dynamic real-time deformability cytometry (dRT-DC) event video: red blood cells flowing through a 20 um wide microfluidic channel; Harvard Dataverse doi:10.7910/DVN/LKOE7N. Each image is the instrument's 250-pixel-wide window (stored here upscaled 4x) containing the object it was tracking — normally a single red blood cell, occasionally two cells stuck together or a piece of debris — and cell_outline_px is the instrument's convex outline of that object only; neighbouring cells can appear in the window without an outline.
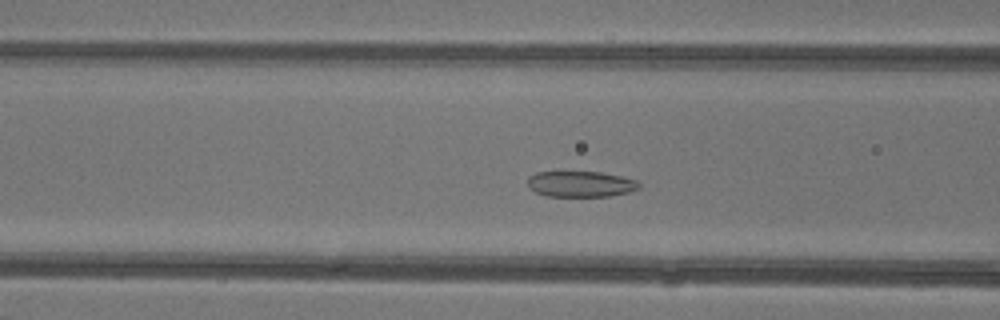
{"species": "common noctule bat (a hibernating species)", "species_latin": "Nyctalus noctula", "temperature_condition": "warm", "stored_images_in_passage": 42, "camera_frame_rate_fps": 3000, "um_per_image_px": 0.085, "animal": {"sex": "female"}, "frame": {"image": 1, "passage_image": 14, "time_ms": 4.333, "image_size_px": [1000, 320], "cell_outline_px": [[640, 188], [628, 192], [612, 196], [548, 196], [536, 192], [528, 188], [528, 176], [536, 172], [600, 172], [620, 176], [636, 180], [640, 184]], "centroid_in_image_um": [49.34, 15.64], "position_along_channel_um": 117.3, "area_um2": 16.76}}
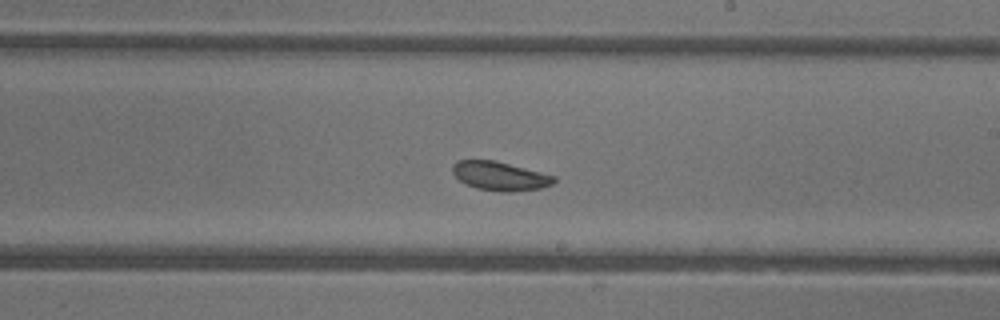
{"frame": {"image": 2, "passage_image": 23, "time_ms": 7.333, "image_size_px": [1000, 320], "cell_outline_px": [[556, 180], [552, 184], [540, 188], [512, 192], [500, 192], [476, 188], [460, 180], [452, 172], [452, 164], [456, 160], [496, 160], [556, 176]], "centroid_in_image_um": [42.5, 14.95], "position_along_channel_um": 246.5, "area_um2": 17.11}}
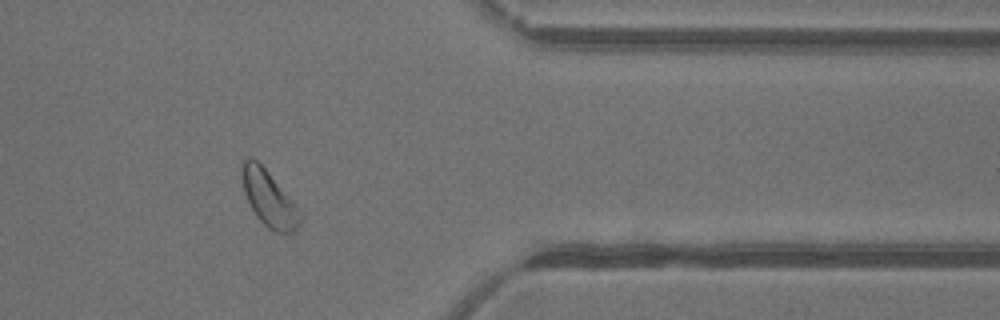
{"frame": {"image": 3, "passage_image": 34, "time_ms": 11.0, "image_size_px": [1000, 320], "cell_outline_px": [[304, 216], [300, 224], [292, 232], [276, 232], [268, 228], [256, 216], [244, 192], [244, 160], [248, 156], [252, 156], [264, 168], [304, 212]], "centroid_in_image_um": [22.95, 16.93], "position_along_channel_um": 388.5, "area_um2": 18.55}, "authors_computed_cell_mechanics": {"area_um2": 18.9584, "velocity_mm_per_s": 4.3214, "shape_relaxation_time_tau1_ms": null, "shape_relaxation_time_tau2_ms": 5.4053, "deformation_change_tau1": null, "deformation_change_tau2": 0.105}}